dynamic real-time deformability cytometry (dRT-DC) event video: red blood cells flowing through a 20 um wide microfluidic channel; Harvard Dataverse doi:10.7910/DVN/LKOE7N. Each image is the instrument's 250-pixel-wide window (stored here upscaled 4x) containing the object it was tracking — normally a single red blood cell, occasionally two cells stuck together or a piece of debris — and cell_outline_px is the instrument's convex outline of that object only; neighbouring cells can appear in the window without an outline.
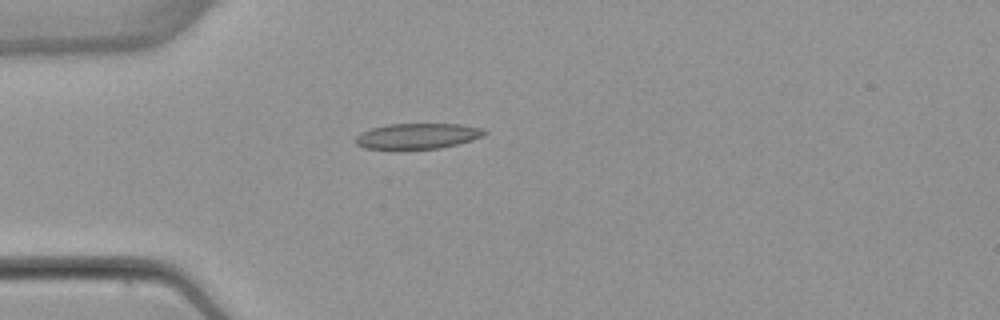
{"species": "common noctule bat (a hibernating species)", "species_latin": "Nyctalus noctula", "temperature_condition": "warm", "stored_images_in_passage": 39, "camera_frame_rate_fps": 3000, "um_per_image_px": 0.085, "animal": {"sex": "female", "body_mass_g": 22.7, "forearm_length_mm": 54.2}, "frame": {"image": 1, "passage_image": 1, "time_ms": 0.0, "image_size_px": [1000, 320], "cell_outline_px": [[488, 132], [484, 136], [472, 140], [440, 148], [364, 148], [356, 144], [356, 136], [360, 132], [372, 128], [388, 124], [460, 124], [484, 128]], "centroid_in_image_um": [35.53, 11.54], "position_along_channel_um": 49.5, "area_um2": 19.02}}
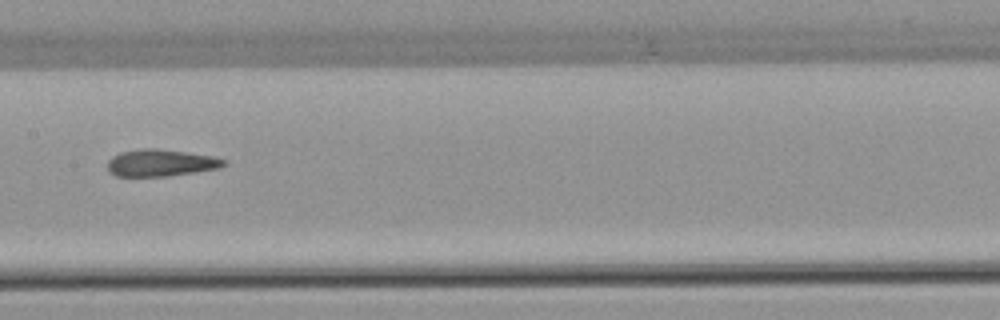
{"frame": {"image": 2, "passage_image": 13, "time_ms": 4.0, "image_size_px": [1000, 320], "cell_outline_px": [[228, 164], [220, 168], [196, 172], [168, 176], [116, 176], [108, 172], [108, 160], [112, 156], [120, 152], [144, 148], [156, 148], [216, 156], [228, 160]], "centroid_in_image_um": [13.72, 13.84], "position_along_channel_um": 193.7, "area_um2": 18.55}}
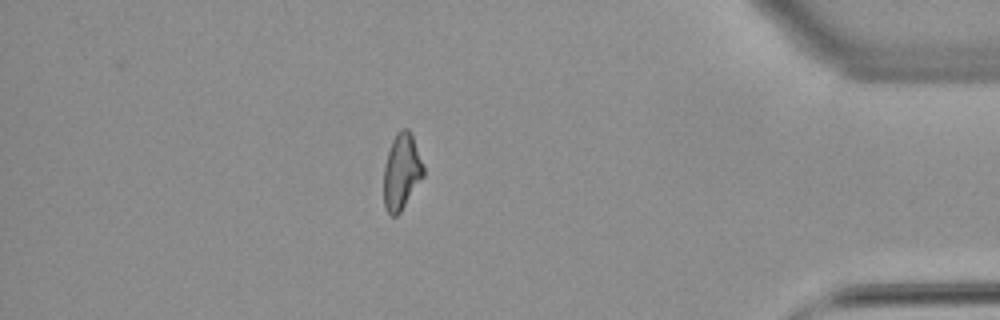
{"frame": {"image": 3, "passage_image": 32, "time_ms": 10.333, "image_size_px": [1000, 320], "cell_outline_px": [[424, 176], [400, 212], [396, 216], [392, 216], [384, 208], [384, 164], [392, 140], [396, 132], [400, 128], [408, 128], [412, 132], [424, 168]], "centroid_in_image_um": [34.13, 14.56], "position_along_channel_um": 401.1, "area_um2": 17.69}, "authors_computed_cell_mechanics": {"area_um2": 18.5538, "velocity_mm_per_s": 3.9091, "shape_relaxation_time_tau1_ms": null, "shape_relaxation_time_tau2_ms": 2.7374, "deformation_change_tau1": null, "deformation_change_tau2": 0.0958}}